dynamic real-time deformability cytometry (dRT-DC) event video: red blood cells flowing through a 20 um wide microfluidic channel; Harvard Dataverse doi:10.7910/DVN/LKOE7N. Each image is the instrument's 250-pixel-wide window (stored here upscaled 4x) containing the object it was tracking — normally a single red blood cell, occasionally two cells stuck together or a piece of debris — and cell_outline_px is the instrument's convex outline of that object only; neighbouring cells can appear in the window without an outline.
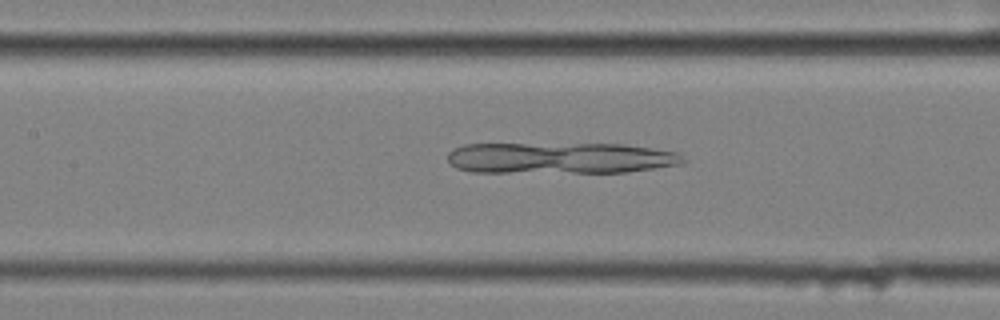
{"species": "common noctule bat (a hibernating species)", "species_latin": "Nyctalus noctula", "temperature_condition": "cold", "stored_images_in_passage": 57, "camera_frame_rate_fps": 3000, "um_per_image_px": 0.085, "animal": {"sex": "female", "body_mass_g": 25.1}, "frame": {"image": 1, "passage_image": 26, "time_ms": 8.333, "image_size_px": [1000, 320], "cell_outline_px": [[688, 160], [684, 164], [628, 172], [472, 172], [456, 168], [448, 160], [448, 152], [452, 148], [464, 144], [624, 144], [680, 152]], "centroid_in_image_um": [47.68, 13.43], "position_along_channel_um": 159.7, "area_um2": 43.29}}
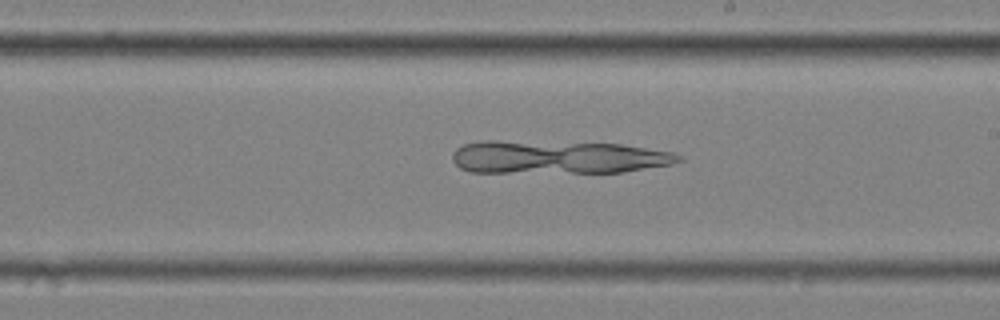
{"frame": {"image": 2, "passage_image": 33, "time_ms": 10.667, "image_size_px": [1000, 320], "cell_outline_px": [[684, 160], [672, 164], [624, 172], [468, 172], [460, 168], [452, 160], [452, 152], [456, 148], [464, 144], [480, 140], [496, 140], [620, 144], [672, 152], [684, 156]], "centroid_in_image_um": [47.39, 13.35], "position_along_channel_um": 241.6, "area_um2": 43.93}}
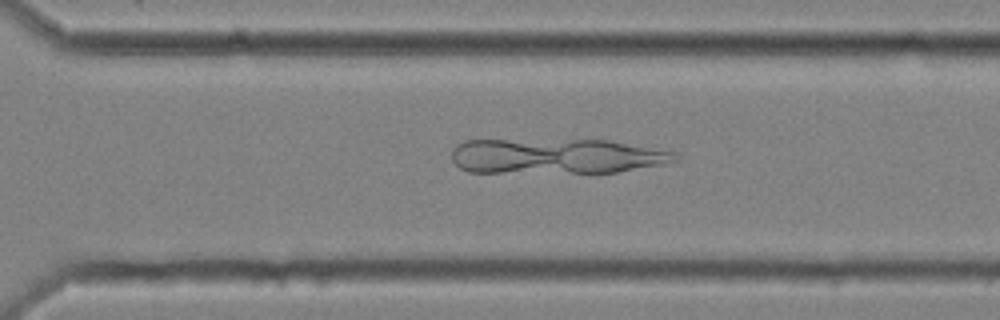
{"frame": {"image": 3, "passage_image": 40, "time_ms": 13.0, "image_size_px": [1000, 320], "cell_outline_px": [[680, 160], [664, 164], [616, 172], [468, 172], [460, 168], [452, 160], [452, 148], [456, 144], [464, 140], [608, 140], [676, 152]], "centroid_in_image_um": [47.27, 13.27], "position_along_channel_um": 323.3, "area_um2": 45.89}}